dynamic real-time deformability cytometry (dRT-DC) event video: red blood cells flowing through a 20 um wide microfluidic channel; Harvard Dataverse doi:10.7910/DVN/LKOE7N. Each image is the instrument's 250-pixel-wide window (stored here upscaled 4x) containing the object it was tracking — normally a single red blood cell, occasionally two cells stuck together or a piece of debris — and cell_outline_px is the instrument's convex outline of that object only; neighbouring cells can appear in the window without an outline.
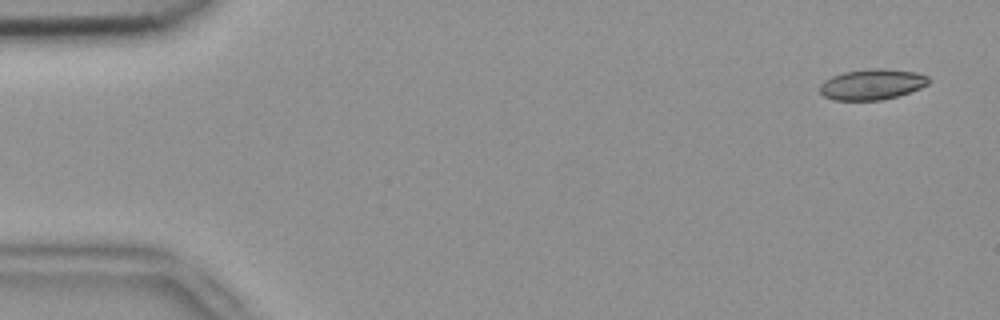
{"species": "common noctule bat (a hibernating species)", "species_latin": "Nyctalus noctula", "temperature_condition": "room temperature", "stored_images_in_passage": 3, "camera_frame_rate_fps": 3000, "um_per_image_px": 0.085, "animal": {"sex": "female", "body_mass_g": 18.4}, "frame": {"image": 1, "passage_image": 1, "time_ms": 0.0, "image_size_px": [1000, 320], "cell_outline_px": [[932, 80], [928, 84], [920, 88], [896, 96], [880, 100], [832, 100], [824, 96], [820, 92], [820, 84], [824, 80], [832, 76], [844, 72], [868, 68], [884, 68], [916, 72], [928, 76]], "centroid_in_image_um": [74.12, 7.16], "position_along_channel_um": 10.9, "area_um2": 19.54}}